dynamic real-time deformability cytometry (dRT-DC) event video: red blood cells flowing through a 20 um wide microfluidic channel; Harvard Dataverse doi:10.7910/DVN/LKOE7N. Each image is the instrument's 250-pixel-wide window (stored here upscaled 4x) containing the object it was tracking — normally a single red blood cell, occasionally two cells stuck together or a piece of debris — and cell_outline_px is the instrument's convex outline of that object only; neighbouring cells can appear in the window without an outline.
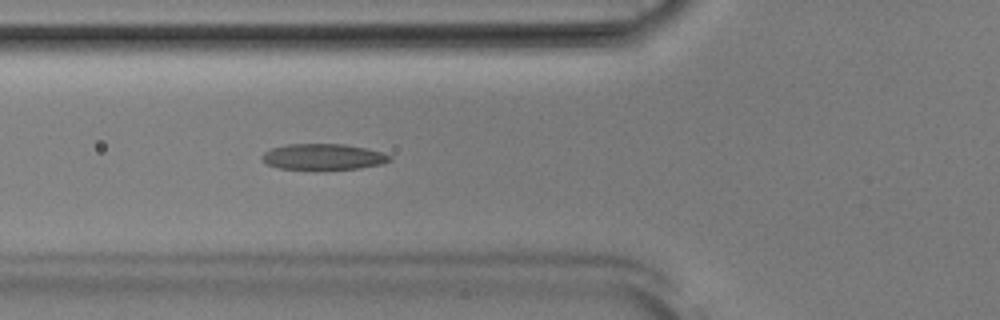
{"species": "Egyptian fruit bat (a non-hibernating species)", "species_latin": "Rousettus aegyptiacus", "temperature_condition": "room temperature", "stored_images_in_passage": 52, "camera_frame_rate_fps": 3000, "um_per_image_px": 0.085, "animal": {"sex": "male"}, "frame": {"image": 1, "passage_image": 19, "time_ms": 6.0, "image_size_px": [1000, 320], "cell_outline_px": [[392, 160], [384, 164], [360, 168], [280, 168], [268, 164], [260, 160], [260, 156], [264, 152], [272, 148], [288, 144], [344, 144], [364, 148], [380, 152], [392, 156]], "centroid_in_image_um": [27.48, 13.31], "position_along_channel_um": 98.3, "area_um2": 18.96}}
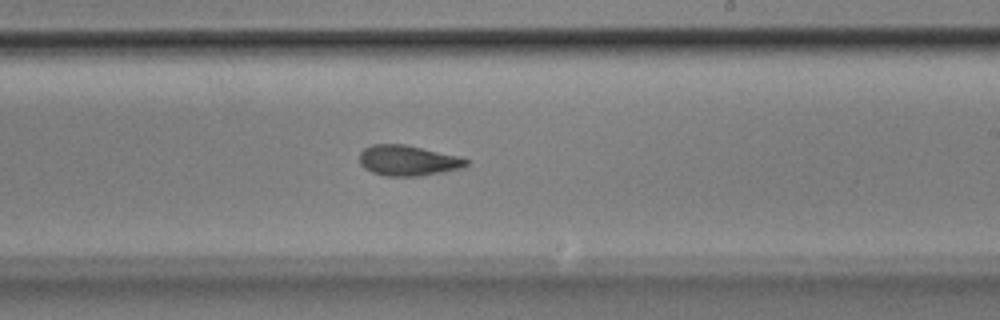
{"frame": {"image": 2, "passage_image": 31, "time_ms": 10.0, "image_size_px": [1000, 320], "cell_outline_px": [[468, 164], [464, 168], [420, 176], [384, 176], [372, 172], [364, 168], [360, 164], [360, 152], [364, 148], [372, 144], [404, 144], [456, 156], [468, 160]], "centroid_in_image_um": [34.64, 13.65], "position_along_channel_um": 254.4, "area_um2": 18.84}}
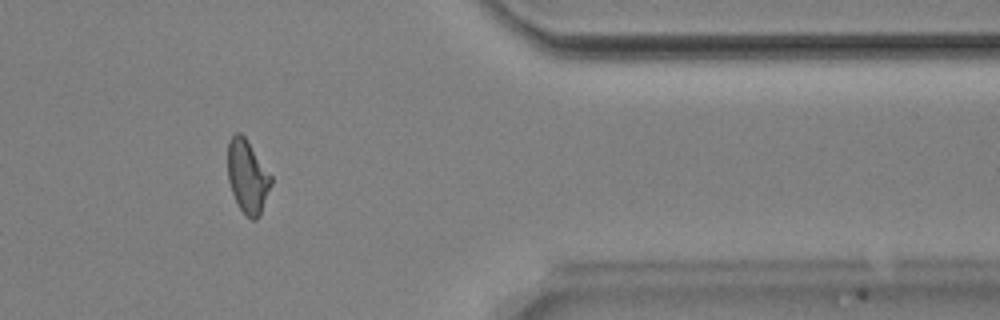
{"frame": {"image": 3, "passage_image": 43, "time_ms": 14.0, "image_size_px": [1000, 320], "cell_outline_px": [[272, 184], [260, 216], [256, 220], [252, 220], [240, 208], [232, 192], [228, 180], [228, 140], [236, 132], [240, 132], [244, 136], [272, 176]], "centroid_in_image_um": [21.05, 15.01], "position_along_channel_um": 390.4, "area_um2": 18.38}, "authors_computed_cell_mechanics": {"area_um2": 19.1607, "velocity_mm_per_s": 3.889, "shape_relaxation_time_tau1_ms": 5.5854, "shape_relaxation_time_tau2_ms": 2.8406, "deformation_change_tau1": 0.1736, "deformation_change_tau2": 0.1079}}